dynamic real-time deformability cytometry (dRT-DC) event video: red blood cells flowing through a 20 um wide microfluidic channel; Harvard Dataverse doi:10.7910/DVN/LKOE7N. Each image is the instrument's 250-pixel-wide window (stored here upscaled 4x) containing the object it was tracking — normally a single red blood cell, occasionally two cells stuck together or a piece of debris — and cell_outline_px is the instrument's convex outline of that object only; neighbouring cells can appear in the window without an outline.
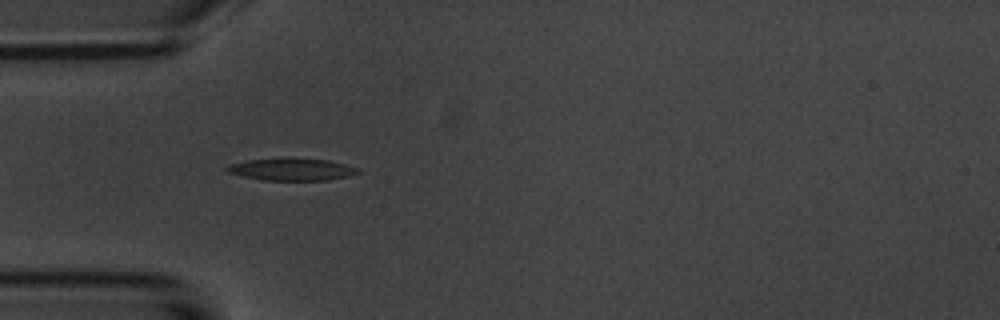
{"species": "common noctule bat (a hibernating species)", "species_latin": "Nyctalus noctula", "temperature_condition": "room temperature", "stored_images_in_passage": 4, "camera_frame_rate_fps": 3000, "um_per_image_px": 0.085, "animal": {"sex": "male", "body_mass_g": 20.1, "forearm_length_mm": 53.5}, "frame": {"image": 1, "passage_image": 1, "time_ms": 0.0, "image_size_px": [1000, 320], "cell_outline_px": [[360, 172], [348, 176], [328, 180], [264, 180], [244, 176], [228, 172], [224, 168], [228, 164], [248, 160], [284, 156], [292, 156], [328, 160], [360, 168]], "centroid_in_image_um": [24.79, 14.36], "position_along_channel_um": 60.2, "area_um2": 17.46}}